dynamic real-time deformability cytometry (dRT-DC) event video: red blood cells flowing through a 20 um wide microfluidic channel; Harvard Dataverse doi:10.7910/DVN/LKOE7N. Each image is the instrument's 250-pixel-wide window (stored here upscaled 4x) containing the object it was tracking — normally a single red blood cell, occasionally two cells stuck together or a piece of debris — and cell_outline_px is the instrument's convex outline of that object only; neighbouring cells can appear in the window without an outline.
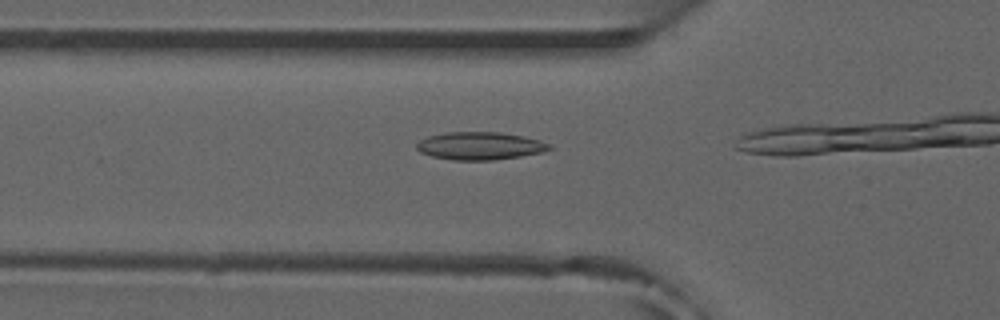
{"species": "common noctule bat (a hibernating species)", "species_latin": "Nyctalus noctula", "temperature_condition": "room temperature", "stored_images_in_passage": 15, "camera_frame_rate_fps": 3000, "um_per_image_px": 0.085, "animal": {"sex": "male", "forearm_length_mm": 52.5}, "frame": {"image": 1, "passage_image": 13, "time_ms": 4.0, "image_size_px": [1000, 320], "cell_outline_px": [[552, 148], [540, 152], [520, 156], [492, 160], [452, 160], [432, 156], [420, 152], [416, 148], [416, 144], [420, 140], [428, 136], [448, 132], [500, 132], [524, 136], [540, 140], [552, 144]], "centroid_in_image_um": [40.79, 12.39], "position_along_channel_um": 85.0, "area_um2": 21.44}}